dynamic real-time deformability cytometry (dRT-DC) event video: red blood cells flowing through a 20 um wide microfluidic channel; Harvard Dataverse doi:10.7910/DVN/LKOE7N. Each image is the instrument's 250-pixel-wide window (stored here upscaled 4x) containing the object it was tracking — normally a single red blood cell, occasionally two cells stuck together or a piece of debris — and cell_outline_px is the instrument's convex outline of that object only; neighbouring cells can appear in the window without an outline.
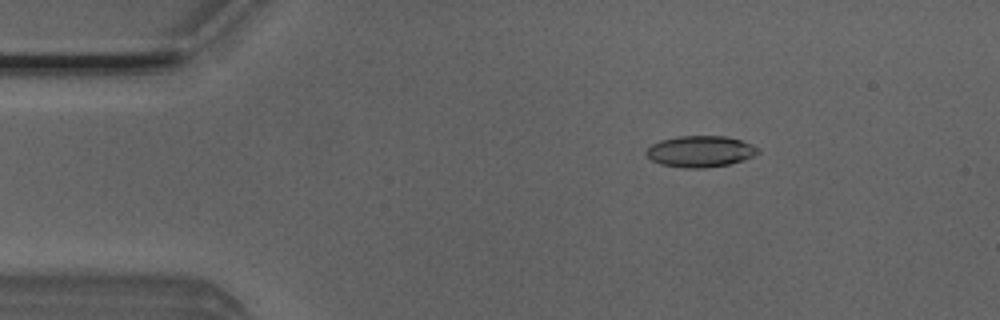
{"species": "Egyptian fruit bat (a non-hibernating species)", "species_latin": "Rousettus aegyptiacus", "temperature_condition": "room temperature", "stored_images_in_passage": 46, "camera_frame_rate_fps": 3000, "um_per_image_px": 0.085, "animal": {"sex": "male"}, "frame": {"image": 1, "passage_image": 7, "time_ms": 2.0, "image_size_px": [1000, 320], "cell_outline_px": [[760, 152], [744, 160], [728, 164], [704, 168], [684, 168], [660, 164], [652, 160], [644, 152], [652, 144], [660, 140], [676, 136], [724, 136], [740, 140], [752, 144], [760, 148]], "centroid_in_image_um": [59.52, 12.87], "position_along_channel_um": 25.5, "area_um2": 20.4}}
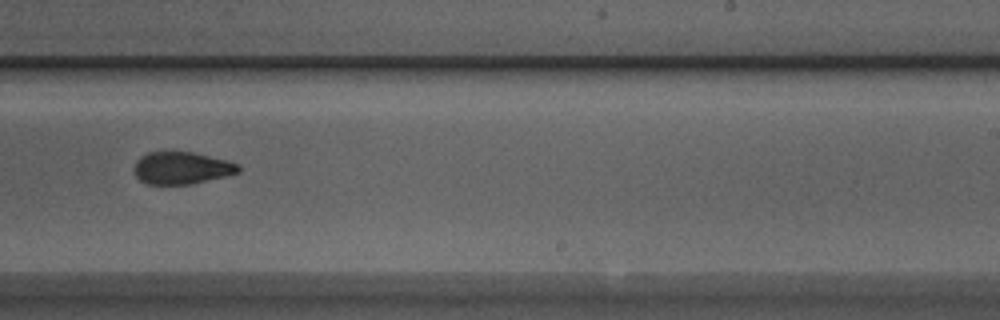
{"frame": {"image": 2, "passage_image": 30, "time_ms": 9.667, "image_size_px": [1000, 320], "cell_outline_px": [[240, 172], [228, 176], [192, 184], [144, 184], [136, 176], [136, 160], [140, 156], [148, 152], [192, 152], [228, 160], [240, 164]], "centroid_in_image_um": [15.49, 14.28], "position_along_channel_um": 273.5, "area_um2": 19.71}}
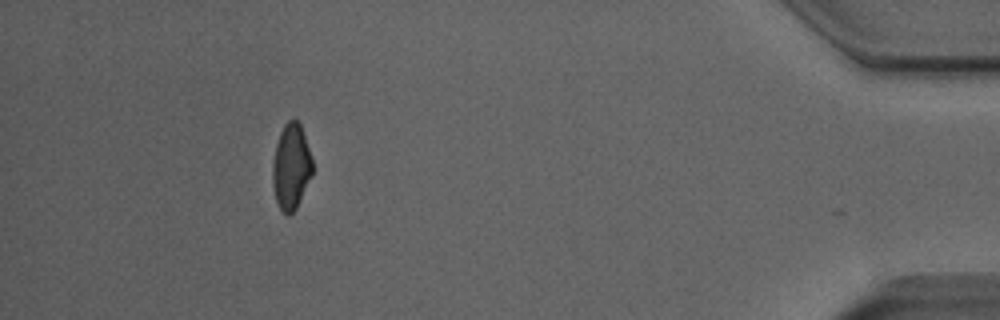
{"frame": {"image": 3, "passage_image": 45, "time_ms": 14.667, "image_size_px": [1000, 320], "cell_outline_px": [[312, 176], [296, 208], [288, 216], [280, 208], [276, 200], [272, 184], [272, 164], [276, 144], [280, 132], [284, 124], [288, 120], [296, 120], [300, 124], [312, 160]], "centroid_in_image_um": [24.73, 14.18], "position_along_channel_um": 410.5, "area_um2": 19.71}, "authors_computed_cell_mechanics": {"area_um2": 20.5479, "velocity_mm_per_s": 4.0315, "shape_relaxation_time_tau1_ms": 7.39, "shape_relaxation_time_tau2_ms": 2.0474, "deformation_change_tau1": 0.1932, "deformation_change_tau2": 0.0775}}